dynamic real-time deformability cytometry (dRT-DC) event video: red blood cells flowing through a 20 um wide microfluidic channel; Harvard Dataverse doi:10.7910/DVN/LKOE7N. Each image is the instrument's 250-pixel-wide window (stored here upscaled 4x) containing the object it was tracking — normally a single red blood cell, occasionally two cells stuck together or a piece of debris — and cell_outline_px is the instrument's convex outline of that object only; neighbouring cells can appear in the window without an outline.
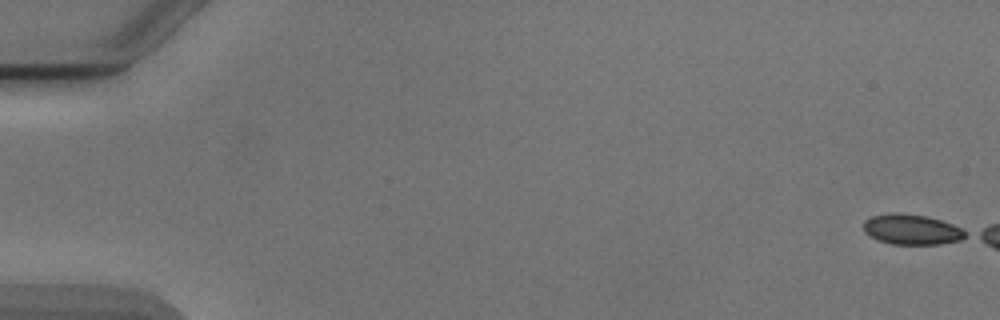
{"species": "Egyptian fruit bat (a non-hibernating species)", "species_latin": "Rousettus aegyptiacus", "temperature_condition": "cold", "stored_images_in_passage": 1, "camera_frame_rate_fps": 3000, "um_per_image_px": 0.085, "animal": {"sex": "male"}, "frame": {"image": 1, "passage_image": 1, "time_ms": 0.0, "image_size_px": [1000, 320], "cell_outline_px": [[968, 236], [960, 240], [940, 244], [892, 244], [880, 240], [864, 232], [864, 220], [872, 216], [892, 212], [896, 212], [924, 216], [940, 220], [952, 224], [968, 232]], "centroid_in_image_um": [77.51, 19.5], "position_along_channel_um": 7.5, "area_um2": 17.86}}